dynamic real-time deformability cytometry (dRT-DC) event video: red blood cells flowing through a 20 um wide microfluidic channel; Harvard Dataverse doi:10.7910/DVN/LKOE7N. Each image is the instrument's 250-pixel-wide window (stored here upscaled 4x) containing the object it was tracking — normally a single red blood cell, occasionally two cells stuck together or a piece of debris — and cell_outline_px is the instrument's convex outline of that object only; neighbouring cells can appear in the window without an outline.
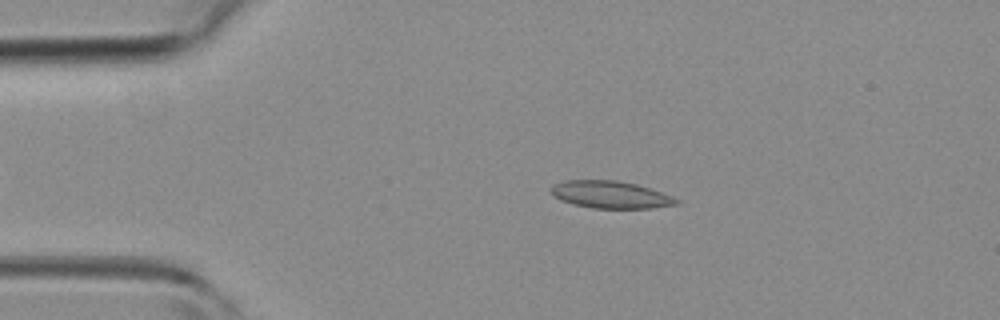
{"species": "common noctule bat (a hibernating species)", "species_latin": "Nyctalus noctula", "temperature_condition": "room temperature", "stored_images_in_passage": 2, "camera_frame_rate_fps": 3000, "um_per_image_px": 0.085, "animal": {"sex": "female", "body_mass_g": 19.3, "forearm_length_mm": 54.1}, "frame": {"image": 1, "passage_image": 1, "time_ms": 0.0, "image_size_px": [1000, 320], "cell_outline_px": [[680, 204], [652, 208], [592, 208], [572, 204], [560, 200], [552, 196], [552, 184], [564, 180], [616, 180], [636, 184], [672, 196], [680, 200]], "centroid_in_image_um": [51.87, 16.55], "position_along_channel_um": 33.1, "area_um2": 20.0}}